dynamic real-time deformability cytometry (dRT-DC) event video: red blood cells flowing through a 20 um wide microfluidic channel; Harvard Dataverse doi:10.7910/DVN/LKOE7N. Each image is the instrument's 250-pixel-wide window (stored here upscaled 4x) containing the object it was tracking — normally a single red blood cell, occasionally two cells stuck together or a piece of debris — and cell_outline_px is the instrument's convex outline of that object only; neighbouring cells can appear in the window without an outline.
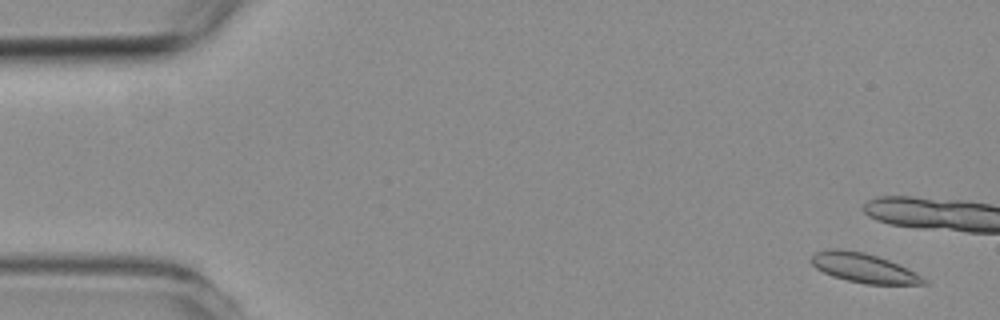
{"species": "common noctule bat (a hibernating species)", "species_latin": "Nyctalus noctula", "temperature_condition": "room temperature", "stored_images_in_passage": 4, "camera_frame_rate_fps": 3000, "um_per_image_px": 0.085, "animal": {"sex": "female", "body_mass_g": 19.3, "forearm_length_mm": 54.1}, "frame": {"image": 1, "passage_image": 1, "time_ms": 0.0, "image_size_px": [1000, 320], "cell_outline_px": [[928, 284], [864, 284], [832, 276], [816, 268], [812, 264], [812, 256], [816, 252], [828, 248], [840, 248], [864, 252], [888, 260], [928, 280]], "centroid_in_image_um": [73.37, 22.77], "position_along_channel_um": 11.6, "area_um2": 18.9}}